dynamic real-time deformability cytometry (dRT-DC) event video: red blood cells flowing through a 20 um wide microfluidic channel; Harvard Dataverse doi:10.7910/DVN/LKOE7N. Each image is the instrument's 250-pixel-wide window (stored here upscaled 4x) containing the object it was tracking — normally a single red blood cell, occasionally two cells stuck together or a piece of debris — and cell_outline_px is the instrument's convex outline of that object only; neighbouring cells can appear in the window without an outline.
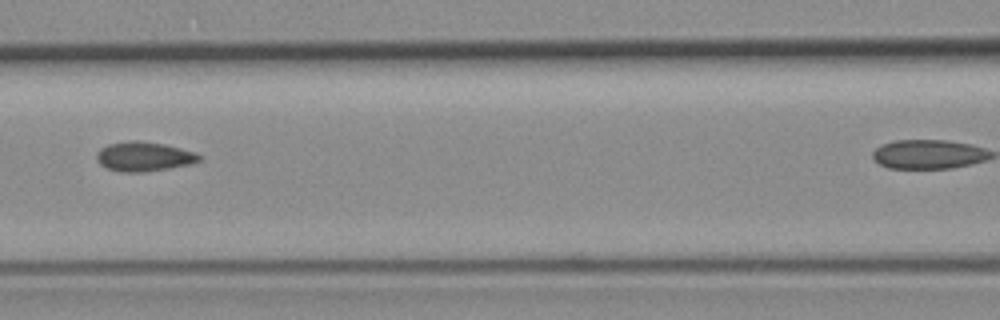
{"species": "common noctule bat (a hibernating species)", "species_latin": "Nyctalus noctula", "temperature_condition": "room temperature", "stored_images_in_passage": 7, "camera_frame_rate_fps": 3000, "um_per_image_px": 0.085, "animal": {"sex": "female", "body_mass_g": 19.3, "forearm_length_mm": 54.1}, "frame": {"image": 1, "passage_image": 5, "time_ms": 1.333, "image_size_px": [1000, 320], "cell_outline_px": [[200, 160], [192, 164], [144, 172], [120, 172], [108, 168], [100, 164], [96, 160], [96, 156], [100, 148], [108, 144], [132, 140], [140, 140], [164, 144], [196, 152], [200, 156]], "centroid_in_image_um": [12.22, 13.3], "position_along_channel_um": 154.4, "area_um2": 17.63}}
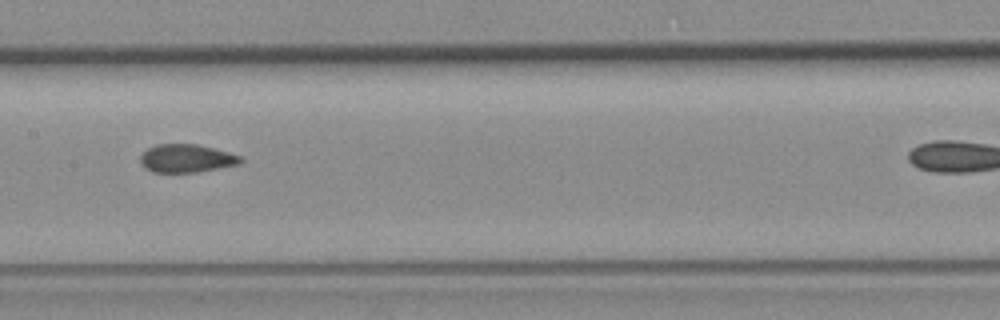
{"frame": {"image": 2, "passage_image": 6, "time_ms": 1.667, "image_size_px": [1000, 320], "cell_outline_px": [[244, 160], [240, 164], [196, 172], [152, 172], [144, 168], [140, 160], [140, 156], [148, 148], [156, 144], [196, 144], [228, 152], [240, 156]], "centroid_in_image_um": [15.84, 13.46], "position_along_channel_um": 191.6, "area_um2": 16.36}}